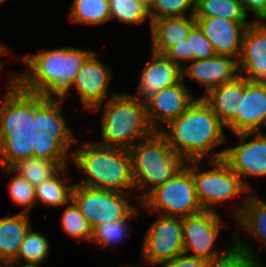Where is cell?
<instances>
[{
    "label": "cell",
    "mask_w": 266,
    "mask_h": 267,
    "mask_svg": "<svg viewBox=\"0 0 266 267\" xmlns=\"http://www.w3.org/2000/svg\"><path fill=\"white\" fill-rule=\"evenodd\" d=\"M92 53L62 47L17 58L23 60L28 69L9 78L7 92L0 105V116L14 120H38L53 127L66 125L61 110L63 99L82 64Z\"/></svg>",
    "instance_id": "cell-1"
},
{
    "label": "cell",
    "mask_w": 266,
    "mask_h": 267,
    "mask_svg": "<svg viewBox=\"0 0 266 267\" xmlns=\"http://www.w3.org/2000/svg\"><path fill=\"white\" fill-rule=\"evenodd\" d=\"M68 124L53 127L38 120L0 116V169L17 173L34 187L52 177L66 162L68 149L77 144Z\"/></svg>",
    "instance_id": "cell-2"
},
{
    "label": "cell",
    "mask_w": 266,
    "mask_h": 267,
    "mask_svg": "<svg viewBox=\"0 0 266 267\" xmlns=\"http://www.w3.org/2000/svg\"><path fill=\"white\" fill-rule=\"evenodd\" d=\"M166 126L167 129H161L160 132L185 162L201 161L211 150L227 143L224 125L211 107L199 97Z\"/></svg>",
    "instance_id": "cell-3"
},
{
    "label": "cell",
    "mask_w": 266,
    "mask_h": 267,
    "mask_svg": "<svg viewBox=\"0 0 266 267\" xmlns=\"http://www.w3.org/2000/svg\"><path fill=\"white\" fill-rule=\"evenodd\" d=\"M68 158L88 176L78 185L123 193L136 190L127 149L101 146L90 140L84 147L71 151Z\"/></svg>",
    "instance_id": "cell-4"
},
{
    "label": "cell",
    "mask_w": 266,
    "mask_h": 267,
    "mask_svg": "<svg viewBox=\"0 0 266 267\" xmlns=\"http://www.w3.org/2000/svg\"><path fill=\"white\" fill-rule=\"evenodd\" d=\"M102 110V143L94 141L101 146L128 150L135 145L134 141H141L155 131L148 121L145 103L133 95L111 91Z\"/></svg>",
    "instance_id": "cell-5"
},
{
    "label": "cell",
    "mask_w": 266,
    "mask_h": 267,
    "mask_svg": "<svg viewBox=\"0 0 266 267\" xmlns=\"http://www.w3.org/2000/svg\"><path fill=\"white\" fill-rule=\"evenodd\" d=\"M128 150L136 190L149 189L139 197L138 203L185 165V161L174 152L160 131H154Z\"/></svg>",
    "instance_id": "cell-6"
},
{
    "label": "cell",
    "mask_w": 266,
    "mask_h": 267,
    "mask_svg": "<svg viewBox=\"0 0 266 267\" xmlns=\"http://www.w3.org/2000/svg\"><path fill=\"white\" fill-rule=\"evenodd\" d=\"M146 210L161 211L159 214L186 218L204 211L196 195L191 173V161L185 162L163 185L152 190L140 203Z\"/></svg>",
    "instance_id": "cell-7"
},
{
    "label": "cell",
    "mask_w": 266,
    "mask_h": 267,
    "mask_svg": "<svg viewBox=\"0 0 266 267\" xmlns=\"http://www.w3.org/2000/svg\"><path fill=\"white\" fill-rule=\"evenodd\" d=\"M201 161H191V173L196 195L204 210L216 211V206L241 193L252 190L223 160H209L212 170L200 171ZM215 207V208H214Z\"/></svg>",
    "instance_id": "cell-8"
},
{
    "label": "cell",
    "mask_w": 266,
    "mask_h": 267,
    "mask_svg": "<svg viewBox=\"0 0 266 267\" xmlns=\"http://www.w3.org/2000/svg\"><path fill=\"white\" fill-rule=\"evenodd\" d=\"M131 193L94 189L74 184L71 201L92 229L102 223L138 217L139 209L129 204Z\"/></svg>",
    "instance_id": "cell-9"
},
{
    "label": "cell",
    "mask_w": 266,
    "mask_h": 267,
    "mask_svg": "<svg viewBox=\"0 0 266 267\" xmlns=\"http://www.w3.org/2000/svg\"><path fill=\"white\" fill-rule=\"evenodd\" d=\"M220 219L216 211L208 210L182 218L183 253L210 262L224 257L231 251L234 247V237L232 238V244L227 248L224 247V249L218 250L214 246L222 225ZM191 251L193 254L190 253Z\"/></svg>",
    "instance_id": "cell-10"
},
{
    "label": "cell",
    "mask_w": 266,
    "mask_h": 267,
    "mask_svg": "<svg viewBox=\"0 0 266 267\" xmlns=\"http://www.w3.org/2000/svg\"><path fill=\"white\" fill-rule=\"evenodd\" d=\"M158 217L143 238L141 254L149 265H161L183 253L182 218L161 214Z\"/></svg>",
    "instance_id": "cell-11"
},
{
    "label": "cell",
    "mask_w": 266,
    "mask_h": 267,
    "mask_svg": "<svg viewBox=\"0 0 266 267\" xmlns=\"http://www.w3.org/2000/svg\"><path fill=\"white\" fill-rule=\"evenodd\" d=\"M236 136L240 145L211 153L210 160L223 159L240 178L266 176V134L245 132Z\"/></svg>",
    "instance_id": "cell-12"
},
{
    "label": "cell",
    "mask_w": 266,
    "mask_h": 267,
    "mask_svg": "<svg viewBox=\"0 0 266 267\" xmlns=\"http://www.w3.org/2000/svg\"><path fill=\"white\" fill-rule=\"evenodd\" d=\"M93 52L82 64L72 86L80 97V102L92 112L102 109L112 80L111 70Z\"/></svg>",
    "instance_id": "cell-13"
},
{
    "label": "cell",
    "mask_w": 266,
    "mask_h": 267,
    "mask_svg": "<svg viewBox=\"0 0 266 267\" xmlns=\"http://www.w3.org/2000/svg\"><path fill=\"white\" fill-rule=\"evenodd\" d=\"M266 126V82L248 81L241 76V111L227 126L234 134L262 132Z\"/></svg>",
    "instance_id": "cell-14"
},
{
    "label": "cell",
    "mask_w": 266,
    "mask_h": 267,
    "mask_svg": "<svg viewBox=\"0 0 266 267\" xmlns=\"http://www.w3.org/2000/svg\"><path fill=\"white\" fill-rule=\"evenodd\" d=\"M188 90L184 80H181L173 86L157 91L145 102L148 121L155 131H160L164 125L166 127L193 103L196 98Z\"/></svg>",
    "instance_id": "cell-15"
},
{
    "label": "cell",
    "mask_w": 266,
    "mask_h": 267,
    "mask_svg": "<svg viewBox=\"0 0 266 267\" xmlns=\"http://www.w3.org/2000/svg\"><path fill=\"white\" fill-rule=\"evenodd\" d=\"M203 34L213 45L216 55L239 59L242 40L251 23H237L222 17H195Z\"/></svg>",
    "instance_id": "cell-16"
},
{
    "label": "cell",
    "mask_w": 266,
    "mask_h": 267,
    "mask_svg": "<svg viewBox=\"0 0 266 267\" xmlns=\"http://www.w3.org/2000/svg\"><path fill=\"white\" fill-rule=\"evenodd\" d=\"M238 70L239 75L248 81L266 82V23L253 21L247 27L238 59Z\"/></svg>",
    "instance_id": "cell-17"
},
{
    "label": "cell",
    "mask_w": 266,
    "mask_h": 267,
    "mask_svg": "<svg viewBox=\"0 0 266 267\" xmlns=\"http://www.w3.org/2000/svg\"><path fill=\"white\" fill-rule=\"evenodd\" d=\"M181 68L182 80L188 76L205 86L206 94L213 88L239 76L238 60L231 56L215 55L212 58L193 60Z\"/></svg>",
    "instance_id": "cell-18"
},
{
    "label": "cell",
    "mask_w": 266,
    "mask_h": 267,
    "mask_svg": "<svg viewBox=\"0 0 266 267\" xmlns=\"http://www.w3.org/2000/svg\"><path fill=\"white\" fill-rule=\"evenodd\" d=\"M139 79L137 93L133 96L145 103L157 91L179 83L182 73L181 68L164 55L152 52V59L146 63Z\"/></svg>",
    "instance_id": "cell-19"
},
{
    "label": "cell",
    "mask_w": 266,
    "mask_h": 267,
    "mask_svg": "<svg viewBox=\"0 0 266 267\" xmlns=\"http://www.w3.org/2000/svg\"><path fill=\"white\" fill-rule=\"evenodd\" d=\"M196 24L194 15L169 17L151 22L152 52L163 55L169 48L188 37Z\"/></svg>",
    "instance_id": "cell-20"
},
{
    "label": "cell",
    "mask_w": 266,
    "mask_h": 267,
    "mask_svg": "<svg viewBox=\"0 0 266 267\" xmlns=\"http://www.w3.org/2000/svg\"><path fill=\"white\" fill-rule=\"evenodd\" d=\"M199 98L211 107L222 124L227 127L241 111V75L211 89Z\"/></svg>",
    "instance_id": "cell-21"
},
{
    "label": "cell",
    "mask_w": 266,
    "mask_h": 267,
    "mask_svg": "<svg viewBox=\"0 0 266 267\" xmlns=\"http://www.w3.org/2000/svg\"><path fill=\"white\" fill-rule=\"evenodd\" d=\"M30 228V216L22 211L0 219V262L8 263L17 258Z\"/></svg>",
    "instance_id": "cell-22"
},
{
    "label": "cell",
    "mask_w": 266,
    "mask_h": 267,
    "mask_svg": "<svg viewBox=\"0 0 266 267\" xmlns=\"http://www.w3.org/2000/svg\"><path fill=\"white\" fill-rule=\"evenodd\" d=\"M167 59L182 68L181 62L208 59L214 57L215 51L211 42L203 34L196 23L190 30L188 37L169 48L164 54Z\"/></svg>",
    "instance_id": "cell-23"
},
{
    "label": "cell",
    "mask_w": 266,
    "mask_h": 267,
    "mask_svg": "<svg viewBox=\"0 0 266 267\" xmlns=\"http://www.w3.org/2000/svg\"><path fill=\"white\" fill-rule=\"evenodd\" d=\"M254 193L245 196L244 204L231 207L233 218L238 221V226L243 228L246 234L261 240L266 247V202L260 201ZM242 206V207H241Z\"/></svg>",
    "instance_id": "cell-24"
},
{
    "label": "cell",
    "mask_w": 266,
    "mask_h": 267,
    "mask_svg": "<svg viewBox=\"0 0 266 267\" xmlns=\"http://www.w3.org/2000/svg\"><path fill=\"white\" fill-rule=\"evenodd\" d=\"M66 166L67 162L52 177L35 187L37 201L48 207H60L69 204L74 185H66L70 181L60 175L67 174Z\"/></svg>",
    "instance_id": "cell-25"
},
{
    "label": "cell",
    "mask_w": 266,
    "mask_h": 267,
    "mask_svg": "<svg viewBox=\"0 0 266 267\" xmlns=\"http://www.w3.org/2000/svg\"><path fill=\"white\" fill-rule=\"evenodd\" d=\"M194 17H222L237 23L247 22L241 0H195Z\"/></svg>",
    "instance_id": "cell-26"
},
{
    "label": "cell",
    "mask_w": 266,
    "mask_h": 267,
    "mask_svg": "<svg viewBox=\"0 0 266 267\" xmlns=\"http://www.w3.org/2000/svg\"><path fill=\"white\" fill-rule=\"evenodd\" d=\"M69 11L70 22L100 25L110 20L109 0H74Z\"/></svg>",
    "instance_id": "cell-27"
},
{
    "label": "cell",
    "mask_w": 266,
    "mask_h": 267,
    "mask_svg": "<svg viewBox=\"0 0 266 267\" xmlns=\"http://www.w3.org/2000/svg\"><path fill=\"white\" fill-rule=\"evenodd\" d=\"M234 247L224 257L208 262L207 267H264L249 244L234 237Z\"/></svg>",
    "instance_id": "cell-28"
},
{
    "label": "cell",
    "mask_w": 266,
    "mask_h": 267,
    "mask_svg": "<svg viewBox=\"0 0 266 267\" xmlns=\"http://www.w3.org/2000/svg\"><path fill=\"white\" fill-rule=\"evenodd\" d=\"M49 247L47 238L39 232H33L31 227L22 241L17 258L14 261L18 265L21 260H24L26 264L40 265L47 260Z\"/></svg>",
    "instance_id": "cell-29"
},
{
    "label": "cell",
    "mask_w": 266,
    "mask_h": 267,
    "mask_svg": "<svg viewBox=\"0 0 266 267\" xmlns=\"http://www.w3.org/2000/svg\"><path fill=\"white\" fill-rule=\"evenodd\" d=\"M61 217V226L68 236L79 242L81 240L91 241L92 227L72 201L69 205L67 204Z\"/></svg>",
    "instance_id": "cell-30"
},
{
    "label": "cell",
    "mask_w": 266,
    "mask_h": 267,
    "mask_svg": "<svg viewBox=\"0 0 266 267\" xmlns=\"http://www.w3.org/2000/svg\"><path fill=\"white\" fill-rule=\"evenodd\" d=\"M110 20L126 24H141L149 17V10L137 0H109Z\"/></svg>",
    "instance_id": "cell-31"
},
{
    "label": "cell",
    "mask_w": 266,
    "mask_h": 267,
    "mask_svg": "<svg viewBox=\"0 0 266 267\" xmlns=\"http://www.w3.org/2000/svg\"><path fill=\"white\" fill-rule=\"evenodd\" d=\"M130 219H119L112 222H105L95 226L92 229V242H95L104 247L110 245H117V243L123 241L125 236H127L128 223ZM116 243V244H115Z\"/></svg>",
    "instance_id": "cell-32"
},
{
    "label": "cell",
    "mask_w": 266,
    "mask_h": 267,
    "mask_svg": "<svg viewBox=\"0 0 266 267\" xmlns=\"http://www.w3.org/2000/svg\"><path fill=\"white\" fill-rule=\"evenodd\" d=\"M189 10L190 15L195 12V0H155L149 10L150 25L152 21L169 17H186Z\"/></svg>",
    "instance_id": "cell-33"
},
{
    "label": "cell",
    "mask_w": 266,
    "mask_h": 267,
    "mask_svg": "<svg viewBox=\"0 0 266 267\" xmlns=\"http://www.w3.org/2000/svg\"><path fill=\"white\" fill-rule=\"evenodd\" d=\"M8 189L14 204L26 208L22 212L30 214L31 208L37 201L35 187L16 173L10 179Z\"/></svg>",
    "instance_id": "cell-34"
},
{
    "label": "cell",
    "mask_w": 266,
    "mask_h": 267,
    "mask_svg": "<svg viewBox=\"0 0 266 267\" xmlns=\"http://www.w3.org/2000/svg\"><path fill=\"white\" fill-rule=\"evenodd\" d=\"M161 265L162 267H207L208 261L182 253Z\"/></svg>",
    "instance_id": "cell-35"
},
{
    "label": "cell",
    "mask_w": 266,
    "mask_h": 267,
    "mask_svg": "<svg viewBox=\"0 0 266 267\" xmlns=\"http://www.w3.org/2000/svg\"><path fill=\"white\" fill-rule=\"evenodd\" d=\"M241 3L247 15L253 13L255 22L266 23V0H241Z\"/></svg>",
    "instance_id": "cell-36"
},
{
    "label": "cell",
    "mask_w": 266,
    "mask_h": 267,
    "mask_svg": "<svg viewBox=\"0 0 266 267\" xmlns=\"http://www.w3.org/2000/svg\"><path fill=\"white\" fill-rule=\"evenodd\" d=\"M17 263L15 261H12V262H8V263H5V267H15ZM19 267H41V265L39 266V264H22L20 263V266Z\"/></svg>",
    "instance_id": "cell-37"
},
{
    "label": "cell",
    "mask_w": 266,
    "mask_h": 267,
    "mask_svg": "<svg viewBox=\"0 0 266 267\" xmlns=\"http://www.w3.org/2000/svg\"><path fill=\"white\" fill-rule=\"evenodd\" d=\"M140 2L143 6H145L146 9L150 10L155 3V0H137Z\"/></svg>",
    "instance_id": "cell-38"
},
{
    "label": "cell",
    "mask_w": 266,
    "mask_h": 267,
    "mask_svg": "<svg viewBox=\"0 0 266 267\" xmlns=\"http://www.w3.org/2000/svg\"><path fill=\"white\" fill-rule=\"evenodd\" d=\"M6 46H4V45H2V44H0V57L1 56H4V55H6V54H8L7 52V49L5 48Z\"/></svg>",
    "instance_id": "cell-39"
},
{
    "label": "cell",
    "mask_w": 266,
    "mask_h": 267,
    "mask_svg": "<svg viewBox=\"0 0 266 267\" xmlns=\"http://www.w3.org/2000/svg\"><path fill=\"white\" fill-rule=\"evenodd\" d=\"M121 267H136V266H132V265H130V264H121Z\"/></svg>",
    "instance_id": "cell-40"
},
{
    "label": "cell",
    "mask_w": 266,
    "mask_h": 267,
    "mask_svg": "<svg viewBox=\"0 0 266 267\" xmlns=\"http://www.w3.org/2000/svg\"><path fill=\"white\" fill-rule=\"evenodd\" d=\"M0 267H5V263L0 262Z\"/></svg>",
    "instance_id": "cell-41"
}]
</instances>
